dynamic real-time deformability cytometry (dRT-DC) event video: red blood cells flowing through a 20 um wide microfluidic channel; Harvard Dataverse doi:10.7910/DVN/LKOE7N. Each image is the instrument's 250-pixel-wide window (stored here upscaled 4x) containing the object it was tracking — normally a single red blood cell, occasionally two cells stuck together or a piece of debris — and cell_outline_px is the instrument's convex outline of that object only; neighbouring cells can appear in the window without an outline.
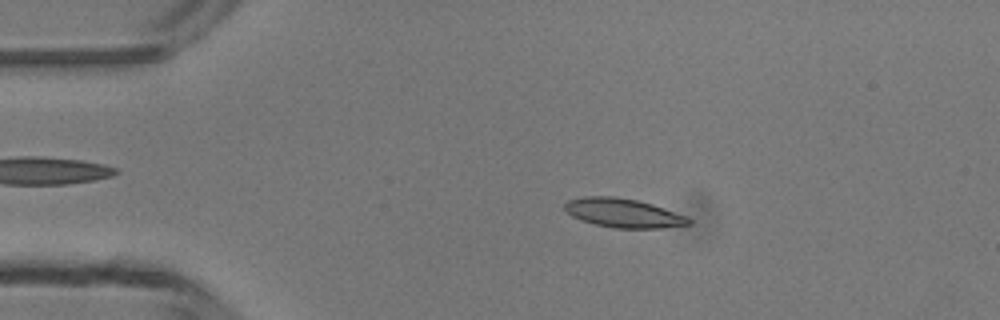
{"species": "common noctule bat (a hibernating species)", "species_latin": "Nyctalus noctula", "temperature_condition": "room temperature", "stored_images_in_passage": 48, "camera_frame_rate_fps": 3000, "um_per_image_px": 0.085, "animal": {"sex": "male", "body_mass_g": 13.3}, "frame": {"image": 1, "passage_image": 9, "time_ms": 2.667, "image_size_px": [1000, 320], "cell_outline_px": [[692, 224], [660, 228], [612, 228], [580, 220], [572, 216], [564, 208], [564, 204], [568, 200], [584, 196], [616, 196], [636, 200], [652, 204], [688, 216], [692, 220]], "centroid_in_image_um": [53.0, 18.1], "position_along_channel_um": 32.0, "area_um2": 21.04}}
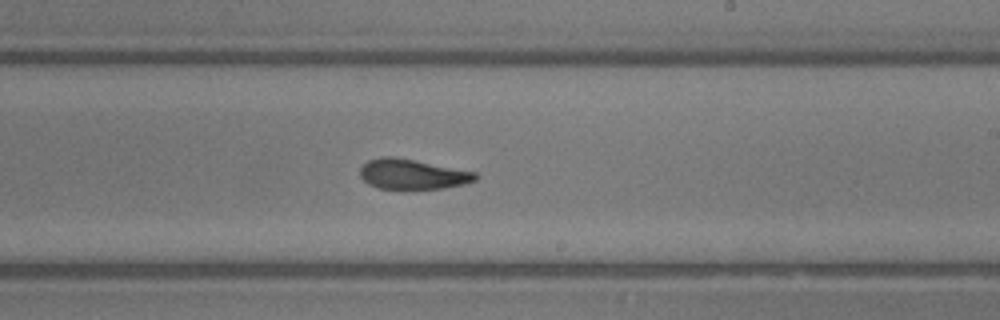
{"frame": {"image": 2, "passage_image": 28, "time_ms": 9.0, "image_size_px": [1000, 320], "cell_outline_px": [[480, 176], [476, 180], [464, 184], [444, 188], [408, 192], [376, 188], [368, 184], [360, 176], [360, 168], [368, 160], [380, 156], [392, 156], [476, 172]], "centroid_in_image_um": [35.04, 14.86], "position_along_channel_um": 254.0, "area_um2": 21.04}}
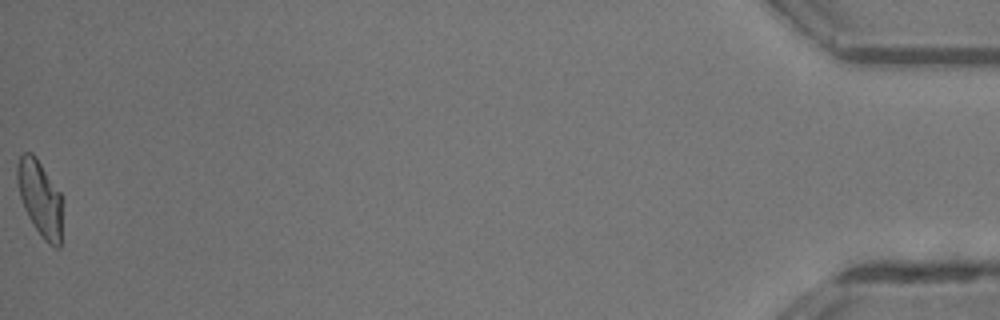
{"frame": {"image": 3, "passage_image": 48, "time_ms": 15.667, "image_size_px": [1000, 320], "cell_outline_px": [[60, 248], [56, 248], [48, 244], [44, 240], [28, 216], [24, 208], [20, 196], [16, 180], [16, 164], [20, 156], [24, 152], [32, 152], [36, 156], [60, 192]], "centroid_in_image_um": [3.36, 16.8], "position_along_channel_um": 431.8, "area_um2": 19.65}, "authors_computed_cell_mechanics": {"area_um2": 20.4612, "velocity_mm_per_s": 4.2516, "shape_relaxation_time_tau1_ms": 7.8114, "shape_relaxation_time_tau2_ms": 1.3498, "deformation_change_tau1": 0.2498, "deformation_change_tau2": 0.0793}}